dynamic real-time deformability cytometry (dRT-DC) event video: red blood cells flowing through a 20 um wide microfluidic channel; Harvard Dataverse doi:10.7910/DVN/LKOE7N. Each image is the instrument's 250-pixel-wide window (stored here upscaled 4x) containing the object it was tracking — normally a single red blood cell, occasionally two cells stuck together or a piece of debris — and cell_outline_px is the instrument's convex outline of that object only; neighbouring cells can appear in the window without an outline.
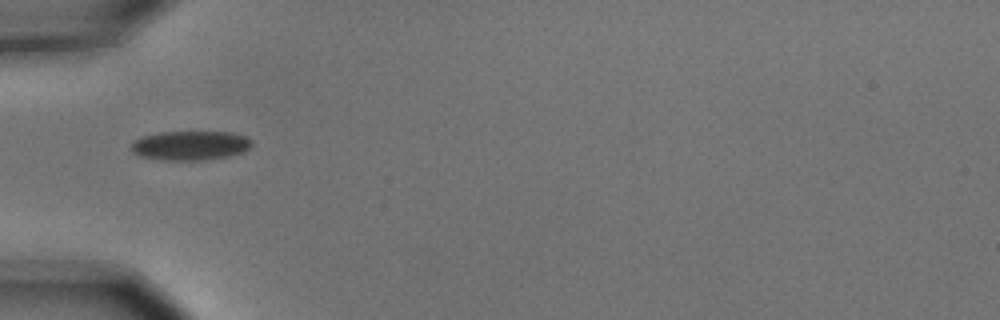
{"species": "common noctule bat (a hibernating species)", "species_latin": "Nyctalus noctula", "temperature_condition": "cold", "stored_images_in_passage": 4, "camera_frame_rate_fps": 3000, "um_per_image_px": 0.085, "animal": {"sex": "male", "body_mass_g": 15.6}, "frame": {"image": 1, "passage_image": 1, "time_ms": 0.0, "image_size_px": [1000, 320], "cell_outline_px": [[252, 144], [248, 148], [240, 152], [228, 156], [204, 160], [164, 160], [140, 156], [132, 152], [132, 144], [136, 140], [144, 136], [160, 132], [232, 132], [244, 136], [252, 140]], "centroid_in_image_um": [16.18, 12.36], "position_along_channel_um": 68.8, "area_um2": 20.35}}
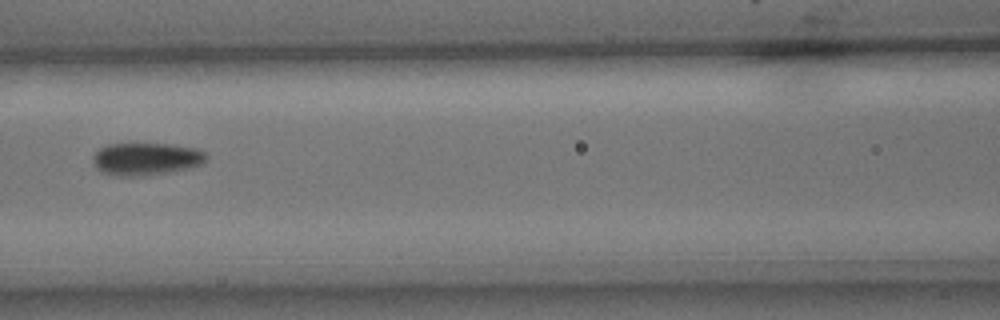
{"frame": {"image": 2, "passage_image": 3, "time_ms": 0.667, "image_size_px": [1000, 320], "cell_outline_px": [[208, 160], [204, 164], [192, 168], [144, 176], [112, 176], [100, 172], [96, 168], [92, 160], [92, 156], [100, 148], [108, 144], [168, 144], [196, 148], [204, 152], [208, 156]], "centroid_in_image_um": [12.43, 13.53], "position_along_channel_um": 154.2, "area_um2": 21.85}}
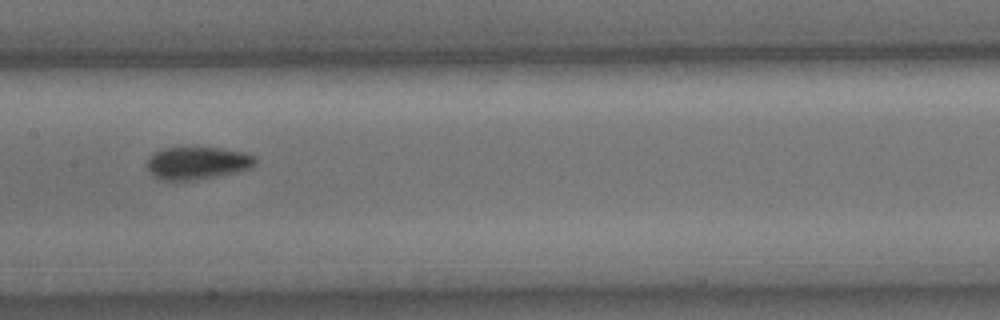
{"frame": {"image": 3, "passage_image": 4, "time_ms": 1.0, "image_size_px": [1000, 320], "cell_outline_px": [[256, 164], [252, 168], [220, 176], [192, 180], [164, 180], [152, 176], [148, 172], [148, 156], [152, 152], [164, 148], [220, 148], [244, 152], [256, 156]], "centroid_in_image_um": [16.78, 13.86], "position_along_channel_um": 190.6, "area_um2": 20.75}}